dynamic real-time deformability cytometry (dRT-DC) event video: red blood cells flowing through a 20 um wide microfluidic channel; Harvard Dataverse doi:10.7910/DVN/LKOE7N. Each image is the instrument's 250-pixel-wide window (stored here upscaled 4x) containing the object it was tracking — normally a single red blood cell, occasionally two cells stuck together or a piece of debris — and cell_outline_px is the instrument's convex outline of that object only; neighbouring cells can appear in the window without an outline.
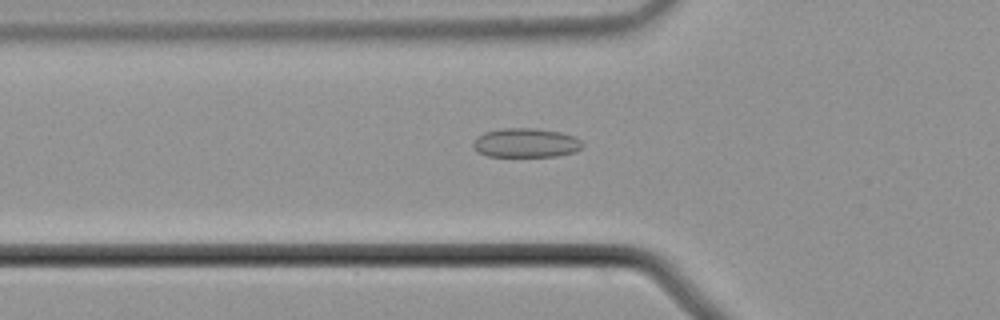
{"species": "common noctule bat (a hibernating species)", "species_latin": "Nyctalus noctula", "temperature_condition": "cold", "stored_images_in_passage": 41, "camera_frame_rate_fps": 3000, "um_per_image_px": 0.085, "animal": {"sex": "male", "body_mass_g": 21.5, "forearm_length_mm": 52.0}, "frame": {"image": 1, "passage_image": 6, "time_ms": 1.667, "image_size_px": [1000, 320], "cell_outline_px": [[584, 144], [580, 148], [572, 152], [556, 156], [488, 156], [476, 152], [472, 144], [484, 132], [500, 128], [536, 128], [560, 132], [576, 136]], "centroid_in_image_um": [44.7, 12.13], "position_along_channel_um": 81.1, "area_um2": 18.55}}
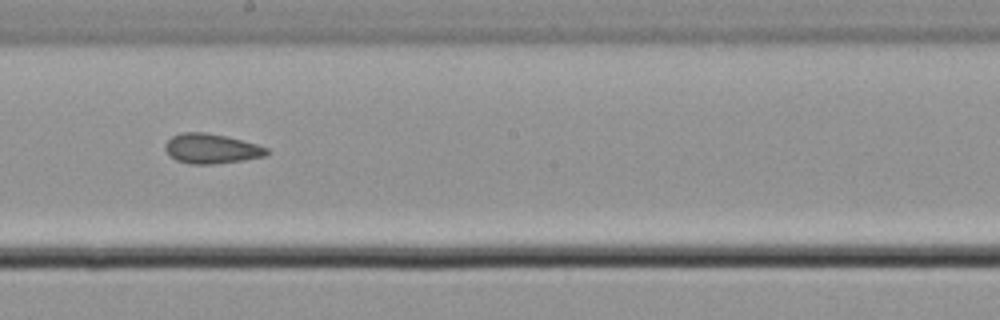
{"frame": {"image": 2, "passage_image": 18, "time_ms": 5.667, "image_size_px": [1000, 320], "cell_outline_px": [[268, 152], [264, 156], [244, 160], [216, 164], [192, 164], [176, 160], [164, 148], [164, 144], [172, 136], [180, 132], [204, 132], [228, 136], [256, 144], [268, 148]], "centroid_in_image_um": [17.96, 12.62], "position_along_channel_um": 230.2, "area_um2": 17.63}}
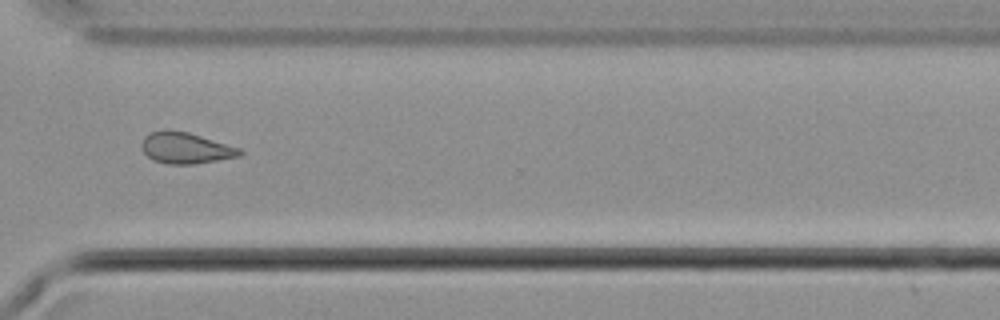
{"frame": {"image": 3, "passage_image": 28, "time_ms": 9.0, "image_size_px": [1000, 320], "cell_outline_px": [[244, 152], [240, 156], [196, 164], [168, 164], [152, 160], [144, 152], [140, 144], [144, 136], [152, 132], [164, 128], [168, 128], [188, 132], [240, 148]], "centroid_in_image_um": [15.75, 12.57], "position_along_channel_um": 354.8, "area_um2": 18.03}}